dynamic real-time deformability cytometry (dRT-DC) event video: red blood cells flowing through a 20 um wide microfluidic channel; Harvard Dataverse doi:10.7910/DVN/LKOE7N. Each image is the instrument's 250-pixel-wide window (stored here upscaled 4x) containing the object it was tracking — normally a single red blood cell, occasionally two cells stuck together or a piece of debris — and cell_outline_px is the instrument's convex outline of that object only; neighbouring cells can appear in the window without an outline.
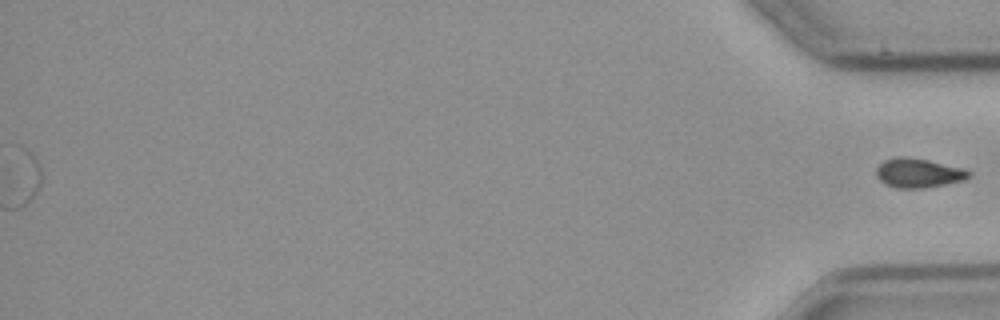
{"species": "common noctule bat (a hibernating species)", "species_latin": "Nyctalus noctula", "temperature_condition": "cold", "stored_images_in_passage": 57, "segment_of_instrument_passage": [2, 2], "camera_frame_rate_fps": 3000, "um_per_image_px": 0.085, "animal": {"sex": "male", "body_mass_g": 23.1, "forearm_length_mm": 52.7}, "frame": {"image": 1, "passage_image": 57, "time_ms": 18.667, "image_size_px": [1000, 320], "cell_outline_px": [[972, 176], [964, 180], [924, 188], [896, 188], [884, 184], [876, 176], [876, 168], [884, 160], [896, 156], [908, 156], [928, 160], [964, 168], [972, 172]], "centroid_in_image_um": [78.06, 14.69], "position_along_channel_um": 357.1, "area_um2": 16.01}}